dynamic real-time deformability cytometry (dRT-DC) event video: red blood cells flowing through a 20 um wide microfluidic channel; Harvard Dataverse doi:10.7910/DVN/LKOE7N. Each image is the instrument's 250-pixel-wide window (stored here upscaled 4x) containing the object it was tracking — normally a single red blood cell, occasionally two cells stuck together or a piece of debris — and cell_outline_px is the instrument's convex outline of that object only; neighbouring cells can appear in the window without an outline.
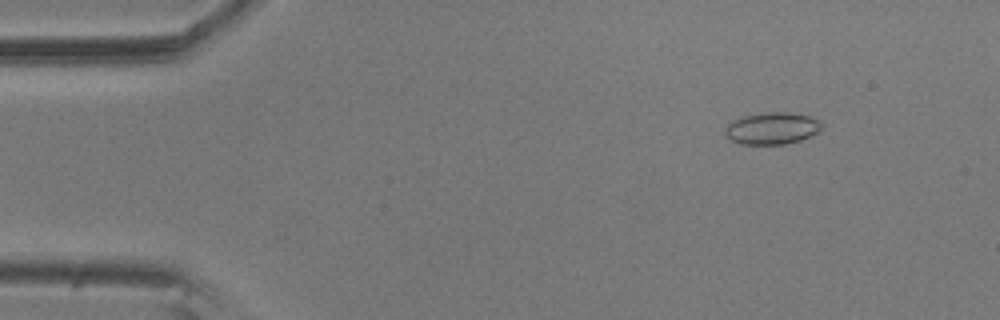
{"species": "common noctule bat (a hibernating species)", "species_latin": "Nyctalus noctula", "temperature_condition": "room temperature", "stored_images_in_passage": 57, "camera_frame_rate_fps": 3000, "um_per_image_px": 0.085, "animal": {"sex": "male", "body_mass_g": 20.5, "forearm_length_mm": 52.5}, "frame": {"image": 1, "passage_image": 7, "time_ms": 2.0, "image_size_px": [1000, 320], "cell_outline_px": [[820, 128], [816, 132], [800, 140], [784, 144], [740, 144], [728, 140], [724, 132], [728, 124], [744, 116], [768, 112], [788, 112], [808, 116], [820, 120]], "centroid_in_image_um": [65.58, 10.92], "position_along_channel_um": 19.4, "area_um2": 17.69}}
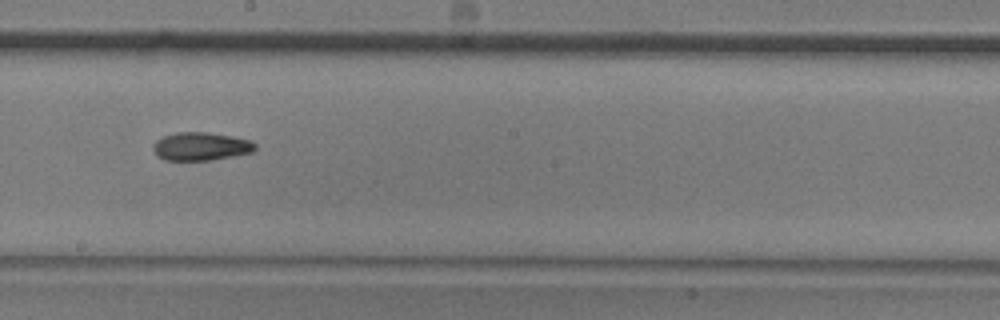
{"frame": {"image": 2, "passage_image": 32, "time_ms": 10.333, "image_size_px": [1000, 320], "cell_outline_px": [[256, 148], [252, 152], [212, 160], [164, 160], [156, 156], [152, 148], [152, 144], [156, 140], [164, 136], [176, 132], [208, 132], [232, 136], [248, 140], [256, 144]], "centroid_in_image_um": [17.03, 12.44], "position_along_channel_um": 231.2, "area_um2": 16.82}}
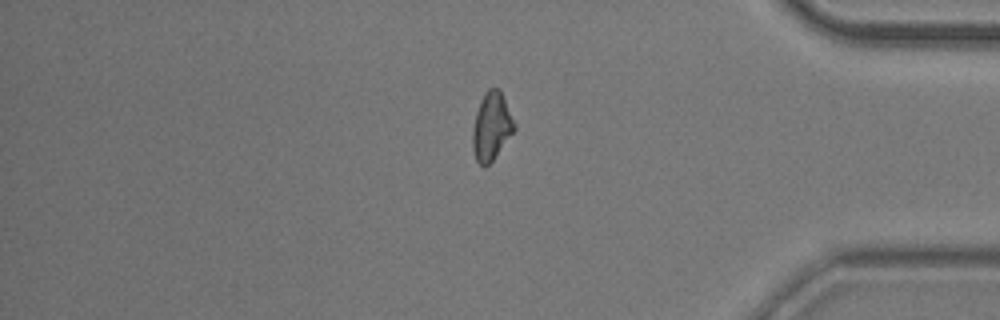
{"frame": {"image": 3, "passage_image": 48, "time_ms": 15.667, "image_size_px": [1000, 320], "cell_outline_px": [[516, 128], [492, 160], [484, 168], [476, 160], [472, 148], [472, 132], [476, 112], [480, 100], [484, 92], [488, 88], [500, 88], [516, 124]], "centroid_in_image_um": [41.77, 10.71], "position_along_channel_um": 393.4, "area_um2": 16.53}, "authors_computed_cell_mechanics": {"area_um2": 16.6464, "velocity_mm_per_s": 3.5442, "shape_relaxation_time_tau1_ms": 10.5451, "shape_relaxation_time_tau2_ms": 7.4392, "deformation_change_tau1": 0.21, "deformation_change_tau2": 0.1287}}